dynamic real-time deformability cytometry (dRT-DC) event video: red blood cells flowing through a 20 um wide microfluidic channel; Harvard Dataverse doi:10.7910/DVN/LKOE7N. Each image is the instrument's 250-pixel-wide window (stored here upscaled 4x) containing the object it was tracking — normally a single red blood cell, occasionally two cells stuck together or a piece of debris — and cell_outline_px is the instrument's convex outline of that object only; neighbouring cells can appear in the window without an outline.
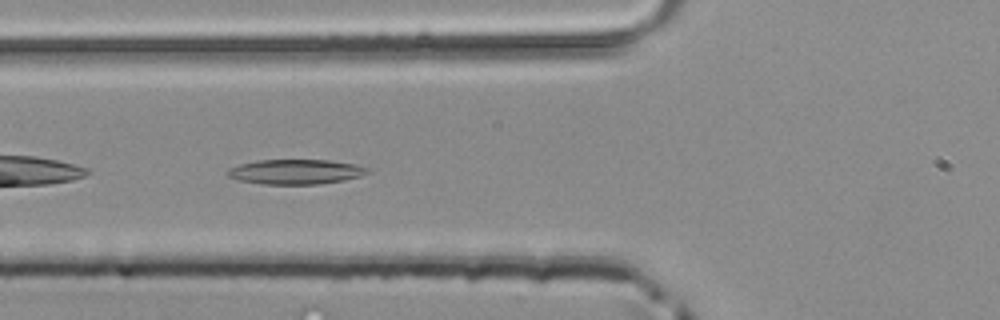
{"species": "common noctule bat (a hibernating species)", "species_latin": "Nyctalus noctula", "temperature_condition": "room temperature", "stored_images_in_passage": 13, "camera_frame_rate_fps": 3000, "um_per_image_px": 0.085, "animal": {"sex": "male", "body_mass_g": 20.4}, "frame": {"image": 1, "passage_image": 3, "time_ms": 0.667, "image_size_px": [1000, 320], "cell_outline_px": [[368, 172], [360, 176], [344, 180], [320, 184], [260, 184], [240, 180], [228, 176], [224, 172], [228, 168], [240, 164], [256, 160], [328, 160], [356, 164], [368, 168]], "centroid_in_image_um": [25.09, 14.6], "position_along_channel_um": 100.7, "area_um2": 20.29}}
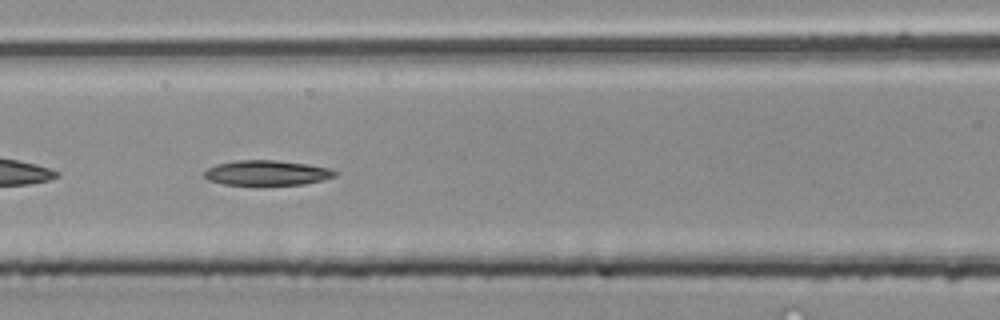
{"frame": {"image": 2, "passage_image": 6, "time_ms": 1.667, "image_size_px": [1000, 320], "cell_outline_px": [[336, 176], [324, 180], [304, 184], [224, 184], [208, 180], [204, 176], [204, 172], [208, 168], [216, 164], [240, 160], [276, 160], [308, 164], [328, 168], [336, 172]], "centroid_in_image_um": [22.69, 14.68], "position_along_channel_um": 143.9, "area_um2": 18.79}}